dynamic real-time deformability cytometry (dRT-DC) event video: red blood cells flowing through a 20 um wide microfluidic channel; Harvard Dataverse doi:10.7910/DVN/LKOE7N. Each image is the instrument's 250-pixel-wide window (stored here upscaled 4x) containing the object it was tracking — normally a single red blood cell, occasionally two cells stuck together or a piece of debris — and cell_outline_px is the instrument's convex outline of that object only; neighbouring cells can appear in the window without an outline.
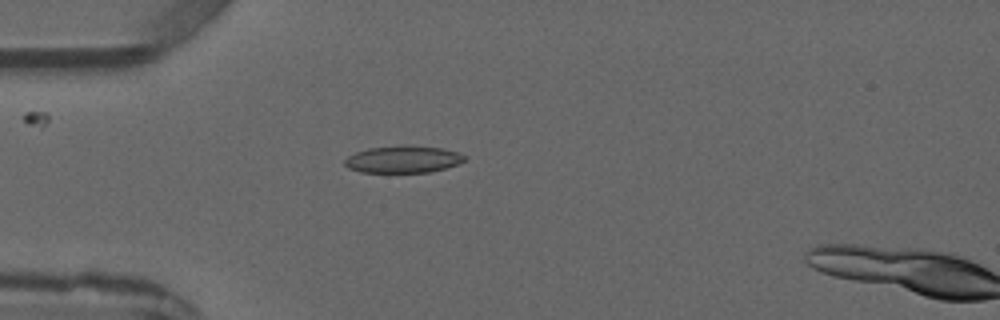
{"species": "common noctule bat (a hibernating species)", "species_latin": "Nyctalus noctula", "temperature_condition": "warm", "stored_images_in_passage": 5, "camera_frame_rate_fps": 3000, "um_per_image_px": 0.085, "animal": {"sex": "male", "forearm_length_mm": 52.5}, "frame": {"image": 1, "passage_image": 4, "time_ms": 3.333, "image_size_px": [1000, 320], "cell_outline_px": [[468, 156], [464, 160], [456, 164], [444, 168], [428, 172], [360, 172], [348, 168], [344, 164], [344, 160], [348, 156], [356, 152], [368, 148], [440, 148], [456, 152]], "centroid_in_image_um": [34.21, 13.59], "position_along_channel_um": 50.8, "area_um2": 17.86}}